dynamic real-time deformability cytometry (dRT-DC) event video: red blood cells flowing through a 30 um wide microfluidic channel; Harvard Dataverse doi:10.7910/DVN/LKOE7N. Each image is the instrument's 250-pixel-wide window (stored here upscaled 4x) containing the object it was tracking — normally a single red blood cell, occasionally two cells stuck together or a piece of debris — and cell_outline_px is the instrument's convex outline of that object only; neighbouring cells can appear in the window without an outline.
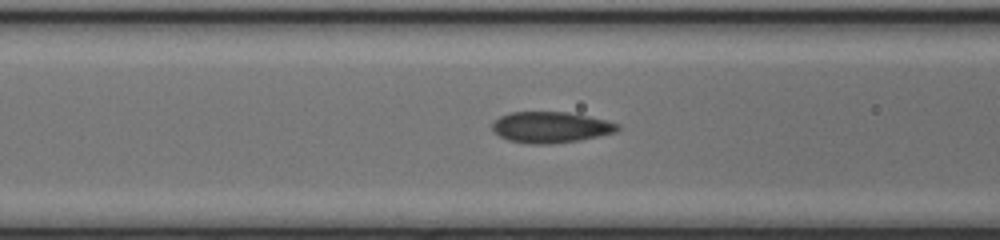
{"species": "common noctule bat (a hibernating species)", "species_latin": "Nyctalus noctula", "temperature_condition": "cold", "stored_images_in_passage": 9, "camera_frame_rate_fps": 3000, "um_per_image_px": 0.085, "animal": {"sex": "female", "body_mass_g": 17.0, "forearm_length_mm": 48.0}, "frame": {"image": 1, "passage_image": 4, "time_ms": 1.0, "image_size_px": [1000, 240], "cell_outline_px": [[620, 128], [616, 132], [580, 140], [548, 144], [528, 144], [508, 140], [500, 136], [492, 128], [492, 124], [500, 116], [508, 112], [568, 112], [588, 116], [620, 124]], "centroid_in_image_um": [46.81, 10.82], "position_along_channel_um": 119.8, "area_um2": 22.6}}
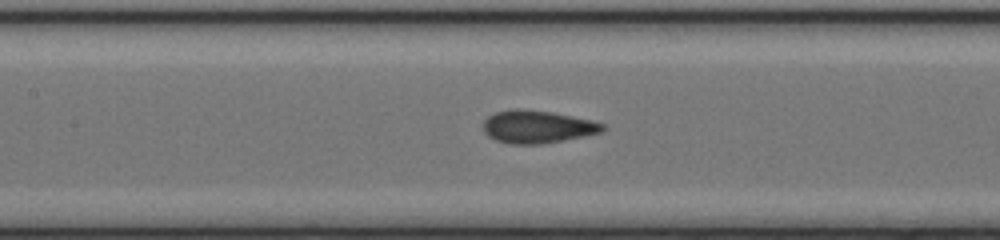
{"frame": {"image": 2, "passage_image": 7, "time_ms": 2.0, "image_size_px": [1000, 240], "cell_outline_px": [[604, 128], [600, 132], [564, 140], [544, 144], [508, 144], [496, 140], [488, 136], [484, 132], [484, 120], [488, 116], [496, 112], [512, 108], [516, 108], [552, 112], [592, 120], [604, 124]], "centroid_in_image_um": [45.64, 10.77], "position_along_channel_um": 161.8, "area_um2": 22.72}}